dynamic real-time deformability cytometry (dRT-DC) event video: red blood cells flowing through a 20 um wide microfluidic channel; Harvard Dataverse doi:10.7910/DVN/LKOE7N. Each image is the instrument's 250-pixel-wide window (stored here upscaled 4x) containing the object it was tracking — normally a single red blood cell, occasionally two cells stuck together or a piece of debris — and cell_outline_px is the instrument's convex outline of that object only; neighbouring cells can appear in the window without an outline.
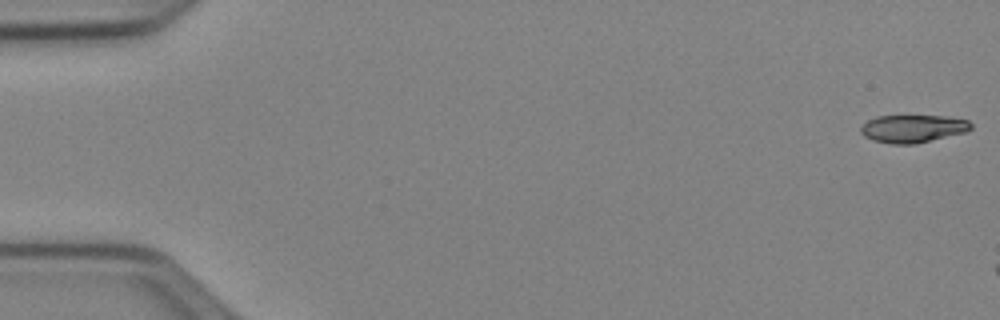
{"species": "Egyptian fruit bat (a non-hibernating species)", "species_latin": "Rousettus aegyptiacus", "temperature_condition": "cold", "stored_images_in_passage": 8, "camera_frame_rate_fps": 3000, "um_per_image_px": 0.085, "animal": {"sex": "female"}, "frame": {"image": 1, "passage_image": 1, "time_ms": 0.0, "image_size_px": [1000, 320], "cell_outline_px": [[972, 128], [964, 132], [912, 144], [892, 144], [872, 140], [864, 136], [860, 132], [860, 128], [868, 120], [876, 116], [944, 116], [968, 120], [972, 124]], "centroid_in_image_um": [77.55, 10.92], "position_along_channel_um": 7.4, "area_um2": 17.57}}